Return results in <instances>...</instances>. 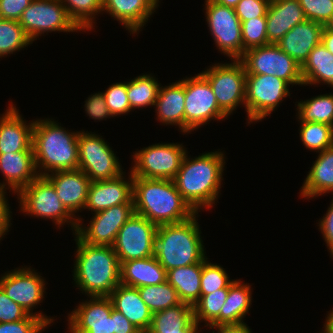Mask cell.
Wrapping results in <instances>:
<instances>
[{
    "mask_svg": "<svg viewBox=\"0 0 333 333\" xmlns=\"http://www.w3.org/2000/svg\"><path fill=\"white\" fill-rule=\"evenodd\" d=\"M321 42L333 54V25L323 27Z\"/></svg>",
    "mask_w": 333,
    "mask_h": 333,
    "instance_id": "obj_54",
    "label": "cell"
},
{
    "mask_svg": "<svg viewBox=\"0 0 333 333\" xmlns=\"http://www.w3.org/2000/svg\"><path fill=\"white\" fill-rule=\"evenodd\" d=\"M87 116L95 120H103L112 117L105 102L102 92L94 93L85 101Z\"/></svg>",
    "mask_w": 333,
    "mask_h": 333,
    "instance_id": "obj_48",
    "label": "cell"
},
{
    "mask_svg": "<svg viewBox=\"0 0 333 333\" xmlns=\"http://www.w3.org/2000/svg\"><path fill=\"white\" fill-rule=\"evenodd\" d=\"M289 84L275 75L247 74L245 110L249 124L262 121L290 96Z\"/></svg>",
    "mask_w": 333,
    "mask_h": 333,
    "instance_id": "obj_8",
    "label": "cell"
},
{
    "mask_svg": "<svg viewBox=\"0 0 333 333\" xmlns=\"http://www.w3.org/2000/svg\"><path fill=\"white\" fill-rule=\"evenodd\" d=\"M307 20L333 25V0H298Z\"/></svg>",
    "mask_w": 333,
    "mask_h": 333,
    "instance_id": "obj_43",
    "label": "cell"
},
{
    "mask_svg": "<svg viewBox=\"0 0 333 333\" xmlns=\"http://www.w3.org/2000/svg\"><path fill=\"white\" fill-rule=\"evenodd\" d=\"M167 281V271L155 256L126 261L121 264L120 284L128 287L157 285Z\"/></svg>",
    "mask_w": 333,
    "mask_h": 333,
    "instance_id": "obj_28",
    "label": "cell"
},
{
    "mask_svg": "<svg viewBox=\"0 0 333 333\" xmlns=\"http://www.w3.org/2000/svg\"><path fill=\"white\" fill-rule=\"evenodd\" d=\"M203 262L167 271V281L176 289L181 302L194 306L200 299Z\"/></svg>",
    "mask_w": 333,
    "mask_h": 333,
    "instance_id": "obj_32",
    "label": "cell"
},
{
    "mask_svg": "<svg viewBox=\"0 0 333 333\" xmlns=\"http://www.w3.org/2000/svg\"><path fill=\"white\" fill-rule=\"evenodd\" d=\"M185 134L196 130L211 120L227 119L219 108L209 81L198 73L185 79Z\"/></svg>",
    "mask_w": 333,
    "mask_h": 333,
    "instance_id": "obj_13",
    "label": "cell"
},
{
    "mask_svg": "<svg viewBox=\"0 0 333 333\" xmlns=\"http://www.w3.org/2000/svg\"><path fill=\"white\" fill-rule=\"evenodd\" d=\"M45 177L53 184L66 210L77 219L75 213L82 211L87 201L89 177L80 169L56 171Z\"/></svg>",
    "mask_w": 333,
    "mask_h": 333,
    "instance_id": "obj_20",
    "label": "cell"
},
{
    "mask_svg": "<svg viewBox=\"0 0 333 333\" xmlns=\"http://www.w3.org/2000/svg\"><path fill=\"white\" fill-rule=\"evenodd\" d=\"M141 299L152 313L162 311L181 303L176 289L168 282L138 287Z\"/></svg>",
    "mask_w": 333,
    "mask_h": 333,
    "instance_id": "obj_37",
    "label": "cell"
},
{
    "mask_svg": "<svg viewBox=\"0 0 333 333\" xmlns=\"http://www.w3.org/2000/svg\"><path fill=\"white\" fill-rule=\"evenodd\" d=\"M326 214L319 220L318 226L327 244L328 251L333 258V198Z\"/></svg>",
    "mask_w": 333,
    "mask_h": 333,
    "instance_id": "obj_50",
    "label": "cell"
},
{
    "mask_svg": "<svg viewBox=\"0 0 333 333\" xmlns=\"http://www.w3.org/2000/svg\"><path fill=\"white\" fill-rule=\"evenodd\" d=\"M179 333H200V332H179Z\"/></svg>",
    "mask_w": 333,
    "mask_h": 333,
    "instance_id": "obj_57",
    "label": "cell"
},
{
    "mask_svg": "<svg viewBox=\"0 0 333 333\" xmlns=\"http://www.w3.org/2000/svg\"><path fill=\"white\" fill-rule=\"evenodd\" d=\"M101 137L84 130L78 136V169L91 181L110 180L124 173L118 157Z\"/></svg>",
    "mask_w": 333,
    "mask_h": 333,
    "instance_id": "obj_12",
    "label": "cell"
},
{
    "mask_svg": "<svg viewBox=\"0 0 333 333\" xmlns=\"http://www.w3.org/2000/svg\"><path fill=\"white\" fill-rule=\"evenodd\" d=\"M157 225L134 214L118 231L113 249L120 265L123 262L154 256Z\"/></svg>",
    "mask_w": 333,
    "mask_h": 333,
    "instance_id": "obj_16",
    "label": "cell"
},
{
    "mask_svg": "<svg viewBox=\"0 0 333 333\" xmlns=\"http://www.w3.org/2000/svg\"><path fill=\"white\" fill-rule=\"evenodd\" d=\"M182 144L157 143L135 151L132 155L134 177L173 180L187 152Z\"/></svg>",
    "mask_w": 333,
    "mask_h": 333,
    "instance_id": "obj_7",
    "label": "cell"
},
{
    "mask_svg": "<svg viewBox=\"0 0 333 333\" xmlns=\"http://www.w3.org/2000/svg\"><path fill=\"white\" fill-rule=\"evenodd\" d=\"M135 213L157 226L185 221L196 212L182 198L173 180L133 176Z\"/></svg>",
    "mask_w": 333,
    "mask_h": 333,
    "instance_id": "obj_3",
    "label": "cell"
},
{
    "mask_svg": "<svg viewBox=\"0 0 333 333\" xmlns=\"http://www.w3.org/2000/svg\"><path fill=\"white\" fill-rule=\"evenodd\" d=\"M28 315L23 307L12 301L0 288V323L23 320Z\"/></svg>",
    "mask_w": 333,
    "mask_h": 333,
    "instance_id": "obj_47",
    "label": "cell"
},
{
    "mask_svg": "<svg viewBox=\"0 0 333 333\" xmlns=\"http://www.w3.org/2000/svg\"><path fill=\"white\" fill-rule=\"evenodd\" d=\"M300 140L306 149L322 152L333 146V126L316 122H299Z\"/></svg>",
    "mask_w": 333,
    "mask_h": 333,
    "instance_id": "obj_39",
    "label": "cell"
},
{
    "mask_svg": "<svg viewBox=\"0 0 333 333\" xmlns=\"http://www.w3.org/2000/svg\"><path fill=\"white\" fill-rule=\"evenodd\" d=\"M246 74L275 75L289 85H302L301 66L277 44L253 47L239 59Z\"/></svg>",
    "mask_w": 333,
    "mask_h": 333,
    "instance_id": "obj_10",
    "label": "cell"
},
{
    "mask_svg": "<svg viewBox=\"0 0 333 333\" xmlns=\"http://www.w3.org/2000/svg\"><path fill=\"white\" fill-rule=\"evenodd\" d=\"M32 0H0V18L18 21Z\"/></svg>",
    "mask_w": 333,
    "mask_h": 333,
    "instance_id": "obj_49",
    "label": "cell"
},
{
    "mask_svg": "<svg viewBox=\"0 0 333 333\" xmlns=\"http://www.w3.org/2000/svg\"><path fill=\"white\" fill-rule=\"evenodd\" d=\"M73 280L89 297H109L120 284V262L112 246L90 245L76 234Z\"/></svg>",
    "mask_w": 333,
    "mask_h": 333,
    "instance_id": "obj_2",
    "label": "cell"
},
{
    "mask_svg": "<svg viewBox=\"0 0 333 333\" xmlns=\"http://www.w3.org/2000/svg\"><path fill=\"white\" fill-rule=\"evenodd\" d=\"M0 171L6 182L0 183V189H10L9 192L13 191L15 194L39 176L33 151L0 154Z\"/></svg>",
    "mask_w": 333,
    "mask_h": 333,
    "instance_id": "obj_22",
    "label": "cell"
},
{
    "mask_svg": "<svg viewBox=\"0 0 333 333\" xmlns=\"http://www.w3.org/2000/svg\"><path fill=\"white\" fill-rule=\"evenodd\" d=\"M323 27L322 24L306 19L286 33L277 45L302 67L312 49L321 42Z\"/></svg>",
    "mask_w": 333,
    "mask_h": 333,
    "instance_id": "obj_25",
    "label": "cell"
},
{
    "mask_svg": "<svg viewBox=\"0 0 333 333\" xmlns=\"http://www.w3.org/2000/svg\"><path fill=\"white\" fill-rule=\"evenodd\" d=\"M102 94L112 117L132 110L127 98V82L113 83Z\"/></svg>",
    "mask_w": 333,
    "mask_h": 333,
    "instance_id": "obj_44",
    "label": "cell"
},
{
    "mask_svg": "<svg viewBox=\"0 0 333 333\" xmlns=\"http://www.w3.org/2000/svg\"><path fill=\"white\" fill-rule=\"evenodd\" d=\"M194 320L193 306L181 302L173 307L152 314L146 333L198 332L201 328Z\"/></svg>",
    "mask_w": 333,
    "mask_h": 333,
    "instance_id": "obj_29",
    "label": "cell"
},
{
    "mask_svg": "<svg viewBox=\"0 0 333 333\" xmlns=\"http://www.w3.org/2000/svg\"><path fill=\"white\" fill-rule=\"evenodd\" d=\"M330 192H333V146L319 152L303 182L300 197L314 199Z\"/></svg>",
    "mask_w": 333,
    "mask_h": 333,
    "instance_id": "obj_30",
    "label": "cell"
},
{
    "mask_svg": "<svg viewBox=\"0 0 333 333\" xmlns=\"http://www.w3.org/2000/svg\"><path fill=\"white\" fill-rule=\"evenodd\" d=\"M229 288H222L206 295H200L199 301L193 306L194 320L200 326L204 321L208 326L220 325L221 307L227 299Z\"/></svg>",
    "mask_w": 333,
    "mask_h": 333,
    "instance_id": "obj_36",
    "label": "cell"
},
{
    "mask_svg": "<svg viewBox=\"0 0 333 333\" xmlns=\"http://www.w3.org/2000/svg\"><path fill=\"white\" fill-rule=\"evenodd\" d=\"M159 0H102L103 11L132 34L146 24L159 6Z\"/></svg>",
    "mask_w": 333,
    "mask_h": 333,
    "instance_id": "obj_23",
    "label": "cell"
},
{
    "mask_svg": "<svg viewBox=\"0 0 333 333\" xmlns=\"http://www.w3.org/2000/svg\"><path fill=\"white\" fill-rule=\"evenodd\" d=\"M129 174L128 180L122 173L114 179L91 181L84 209L97 213L112 206L134 204L133 175L131 171Z\"/></svg>",
    "mask_w": 333,
    "mask_h": 333,
    "instance_id": "obj_19",
    "label": "cell"
},
{
    "mask_svg": "<svg viewBox=\"0 0 333 333\" xmlns=\"http://www.w3.org/2000/svg\"><path fill=\"white\" fill-rule=\"evenodd\" d=\"M109 298L113 308L121 312L142 333L149 330L153 313L141 299L137 288L119 284Z\"/></svg>",
    "mask_w": 333,
    "mask_h": 333,
    "instance_id": "obj_27",
    "label": "cell"
},
{
    "mask_svg": "<svg viewBox=\"0 0 333 333\" xmlns=\"http://www.w3.org/2000/svg\"><path fill=\"white\" fill-rule=\"evenodd\" d=\"M325 320L323 333H333V310L328 313Z\"/></svg>",
    "mask_w": 333,
    "mask_h": 333,
    "instance_id": "obj_55",
    "label": "cell"
},
{
    "mask_svg": "<svg viewBox=\"0 0 333 333\" xmlns=\"http://www.w3.org/2000/svg\"><path fill=\"white\" fill-rule=\"evenodd\" d=\"M210 329H217V333H252L246 323L209 326Z\"/></svg>",
    "mask_w": 333,
    "mask_h": 333,
    "instance_id": "obj_53",
    "label": "cell"
},
{
    "mask_svg": "<svg viewBox=\"0 0 333 333\" xmlns=\"http://www.w3.org/2000/svg\"><path fill=\"white\" fill-rule=\"evenodd\" d=\"M187 153L173 181L182 198L195 212H200L202 208L213 207L219 197L226 158L219 150L191 160Z\"/></svg>",
    "mask_w": 333,
    "mask_h": 333,
    "instance_id": "obj_1",
    "label": "cell"
},
{
    "mask_svg": "<svg viewBox=\"0 0 333 333\" xmlns=\"http://www.w3.org/2000/svg\"><path fill=\"white\" fill-rule=\"evenodd\" d=\"M32 43L18 21L0 18V58L20 51Z\"/></svg>",
    "mask_w": 333,
    "mask_h": 333,
    "instance_id": "obj_38",
    "label": "cell"
},
{
    "mask_svg": "<svg viewBox=\"0 0 333 333\" xmlns=\"http://www.w3.org/2000/svg\"><path fill=\"white\" fill-rule=\"evenodd\" d=\"M297 103L298 121L333 126V93L318 95Z\"/></svg>",
    "mask_w": 333,
    "mask_h": 333,
    "instance_id": "obj_35",
    "label": "cell"
},
{
    "mask_svg": "<svg viewBox=\"0 0 333 333\" xmlns=\"http://www.w3.org/2000/svg\"><path fill=\"white\" fill-rule=\"evenodd\" d=\"M251 285L245 284L240 279L234 280L229 286L225 303L220 311V325L244 323L246 314L250 310L252 292Z\"/></svg>",
    "mask_w": 333,
    "mask_h": 333,
    "instance_id": "obj_33",
    "label": "cell"
},
{
    "mask_svg": "<svg viewBox=\"0 0 333 333\" xmlns=\"http://www.w3.org/2000/svg\"><path fill=\"white\" fill-rule=\"evenodd\" d=\"M30 267L17 268L5 272L0 278V288L15 303L23 307L28 314L35 315L50 326L55 319L42 312H34V307L44 298L46 281Z\"/></svg>",
    "mask_w": 333,
    "mask_h": 333,
    "instance_id": "obj_14",
    "label": "cell"
},
{
    "mask_svg": "<svg viewBox=\"0 0 333 333\" xmlns=\"http://www.w3.org/2000/svg\"><path fill=\"white\" fill-rule=\"evenodd\" d=\"M198 213L185 221L157 227L154 256L166 271L201 263L207 258Z\"/></svg>",
    "mask_w": 333,
    "mask_h": 333,
    "instance_id": "obj_5",
    "label": "cell"
},
{
    "mask_svg": "<svg viewBox=\"0 0 333 333\" xmlns=\"http://www.w3.org/2000/svg\"><path fill=\"white\" fill-rule=\"evenodd\" d=\"M134 214V204L112 206L93 213L94 216L86 227L82 225V218L78 215L75 234L90 245L113 246L118 231Z\"/></svg>",
    "mask_w": 333,
    "mask_h": 333,
    "instance_id": "obj_17",
    "label": "cell"
},
{
    "mask_svg": "<svg viewBox=\"0 0 333 333\" xmlns=\"http://www.w3.org/2000/svg\"><path fill=\"white\" fill-rule=\"evenodd\" d=\"M220 5H224V6H228V7H231V8H235L237 3L240 1V0H212Z\"/></svg>",
    "mask_w": 333,
    "mask_h": 333,
    "instance_id": "obj_56",
    "label": "cell"
},
{
    "mask_svg": "<svg viewBox=\"0 0 333 333\" xmlns=\"http://www.w3.org/2000/svg\"><path fill=\"white\" fill-rule=\"evenodd\" d=\"M206 21L213 35L217 49L231 58L239 60L243 56L241 21L235 9L205 0Z\"/></svg>",
    "mask_w": 333,
    "mask_h": 333,
    "instance_id": "obj_15",
    "label": "cell"
},
{
    "mask_svg": "<svg viewBox=\"0 0 333 333\" xmlns=\"http://www.w3.org/2000/svg\"><path fill=\"white\" fill-rule=\"evenodd\" d=\"M18 22L32 42L48 32L82 31L60 0H32Z\"/></svg>",
    "mask_w": 333,
    "mask_h": 333,
    "instance_id": "obj_9",
    "label": "cell"
},
{
    "mask_svg": "<svg viewBox=\"0 0 333 333\" xmlns=\"http://www.w3.org/2000/svg\"><path fill=\"white\" fill-rule=\"evenodd\" d=\"M207 259L208 258L203 261L200 295L213 293L222 288H229L234 282V279H229L230 277H228V274L222 266L210 263Z\"/></svg>",
    "mask_w": 333,
    "mask_h": 333,
    "instance_id": "obj_41",
    "label": "cell"
},
{
    "mask_svg": "<svg viewBox=\"0 0 333 333\" xmlns=\"http://www.w3.org/2000/svg\"><path fill=\"white\" fill-rule=\"evenodd\" d=\"M231 63H215L200 72L208 81L219 108L227 115L239 105L245 107L246 72L240 60Z\"/></svg>",
    "mask_w": 333,
    "mask_h": 333,
    "instance_id": "obj_11",
    "label": "cell"
},
{
    "mask_svg": "<svg viewBox=\"0 0 333 333\" xmlns=\"http://www.w3.org/2000/svg\"><path fill=\"white\" fill-rule=\"evenodd\" d=\"M9 107L0 117V154L33 151V126L23 120L16 105L11 102Z\"/></svg>",
    "mask_w": 333,
    "mask_h": 333,
    "instance_id": "obj_21",
    "label": "cell"
},
{
    "mask_svg": "<svg viewBox=\"0 0 333 333\" xmlns=\"http://www.w3.org/2000/svg\"><path fill=\"white\" fill-rule=\"evenodd\" d=\"M241 32L243 40V54L246 50L268 45L266 32V17L251 18L241 22Z\"/></svg>",
    "mask_w": 333,
    "mask_h": 333,
    "instance_id": "obj_42",
    "label": "cell"
},
{
    "mask_svg": "<svg viewBox=\"0 0 333 333\" xmlns=\"http://www.w3.org/2000/svg\"><path fill=\"white\" fill-rule=\"evenodd\" d=\"M67 317L70 333H114L113 304L109 297H90Z\"/></svg>",
    "mask_w": 333,
    "mask_h": 333,
    "instance_id": "obj_18",
    "label": "cell"
},
{
    "mask_svg": "<svg viewBox=\"0 0 333 333\" xmlns=\"http://www.w3.org/2000/svg\"><path fill=\"white\" fill-rule=\"evenodd\" d=\"M269 3L270 0H240L234 9L242 22L251 18L266 17Z\"/></svg>",
    "mask_w": 333,
    "mask_h": 333,
    "instance_id": "obj_46",
    "label": "cell"
},
{
    "mask_svg": "<svg viewBox=\"0 0 333 333\" xmlns=\"http://www.w3.org/2000/svg\"><path fill=\"white\" fill-rule=\"evenodd\" d=\"M48 325L35 315H28L25 319L0 323V333H40Z\"/></svg>",
    "mask_w": 333,
    "mask_h": 333,
    "instance_id": "obj_45",
    "label": "cell"
},
{
    "mask_svg": "<svg viewBox=\"0 0 333 333\" xmlns=\"http://www.w3.org/2000/svg\"><path fill=\"white\" fill-rule=\"evenodd\" d=\"M306 20L298 0H270L266 13L269 44H277L295 25Z\"/></svg>",
    "mask_w": 333,
    "mask_h": 333,
    "instance_id": "obj_24",
    "label": "cell"
},
{
    "mask_svg": "<svg viewBox=\"0 0 333 333\" xmlns=\"http://www.w3.org/2000/svg\"><path fill=\"white\" fill-rule=\"evenodd\" d=\"M114 333H142L121 312L113 308Z\"/></svg>",
    "mask_w": 333,
    "mask_h": 333,
    "instance_id": "obj_52",
    "label": "cell"
},
{
    "mask_svg": "<svg viewBox=\"0 0 333 333\" xmlns=\"http://www.w3.org/2000/svg\"><path fill=\"white\" fill-rule=\"evenodd\" d=\"M185 79L169 86H160L154 107L157 120L164 125H176L185 134Z\"/></svg>",
    "mask_w": 333,
    "mask_h": 333,
    "instance_id": "obj_26",
    "label": "cell"
},
{
    "mask_svg": "<svg viewBox=\"0 0 333 333\" xmlns=\"http://www.w3.org/2000/svg\"><path fill=\"white\" fill-rule=\"evenodd\" d=\"M53 119L34 121L32 148L39 176L65 170H76L79 165L78 136ZM41 169V170H40Z\"/></svg>",
    "mask_w": 333,
    "mask_h": 333,
    "instance_id": "obj_4",
    "label": "cell"
},
{
    "mask_svg": "<svg viewBox=\"0 0 333 333\" xmlns=\"http://www.w3.org/2000/svg\"><path fill=\"white\" fill-rule=\"evenodd\" d=\"M6 193L5 190L0 189V240L9 232L12 224L10 219L12 212L9 209L7 197H5V195H8Z\"/></svg>",
    "mask_w": 333,
    "mask_h": 333,
    "instance_id": "obj_51",
    "label": "cell"
},
{
    "mask_svg": "<svg viewBox=\"0 0 333 333\" xmlns=\"http://www.w3.org/2000/svg\"><path fill=\"white\" fill-rule=\"evenodd\" d=\"M303 85L320 84L333 88V54L320 42L301 67Z\"/></svg>",
    "mask_w": 333,
    "mask_h": 333,
    "instance_id": "obj_31",
    "label": "cell"
},
{
    "mask_svg": "<svg viewBox=\"0 0 333 333\" xmlns=\"http://www.w3.org/2000/svg\"><path fill=\"white\" fill-rule=\"evenodd\" d=\"M69 16L84 31L94 28L96 15L103 11L102 0H60ZM98 13V14H97Z\"/></svg>",
    "mask_w": 333,
    "mask_h": 333,
    "instance_id": "obj_40",
    "label": "cell"
},
{
    "mask_svg": "<svg viewBox=\"0 0 333 333\" xmlns=\"http://www.w3.org/2000/svg\"><path fill=\"white\" fill-rule=\"evenodd\" d=\"M20 208L30 216L51 219L59 229L65 222L71 225L73 234L77 229V219L63 206L53 184L45 177L38 176L18 194Z\"/></svg>",
    "mask_w": 333,
    "mask_h": 333,
    "instance_id": "obj_6",
    "label": "cell"
},
{
    "mask_svg": "<svg viewBox=\"0 0 333 333\" xmlns=\"http://www.w3.org/2000/svg\"><path fill=\"white\" fill-rule=\"evenodd\" d=\"M161 84L151 74H143L127 81V98L131 109L154 106Z\"/></svg>",
    "mask_w": 333,
    "mask_h": 333,
    "instance_id": "obj_34",
    "label": "cell"
}]
</instances>
